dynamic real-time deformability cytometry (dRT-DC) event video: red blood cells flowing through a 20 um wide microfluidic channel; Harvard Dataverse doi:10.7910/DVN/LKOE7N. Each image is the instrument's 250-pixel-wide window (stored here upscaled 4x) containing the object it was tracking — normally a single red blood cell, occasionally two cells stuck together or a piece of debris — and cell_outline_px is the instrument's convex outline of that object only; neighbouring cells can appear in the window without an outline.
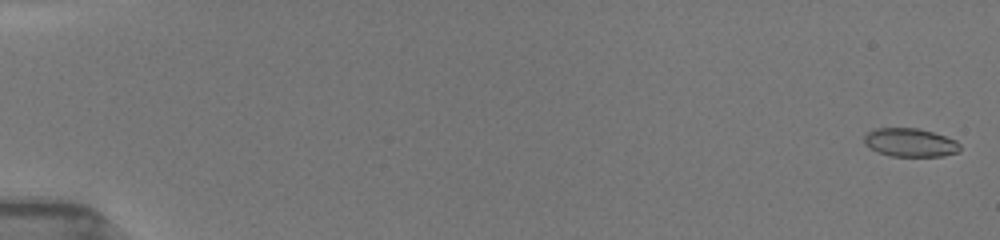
{"species": "common noctule bat (a hibernating species)", "species_latin": "Nyctalus noctula", "temperature_condition": "room temperature", "stored_images_in_passage": 7, "camera_frame_rate_fps": 3000, "um_per_image_px": 0.085, "animal": {"sex": "female", "body_mass_g": 19.5, "forearm_length_mm": 54.1}, "frame": {"image": 1, "passage_image": 1, "time_ms": 0.0, "image_size_px": [1000, 240], "cell_outline_px": [[960, 152], [944, 156], [892, 156], [880, 152], [864, 144], [864, 132], [876, 128], [916, 128], [932, 132], [956, 140], [960, 144]], "centroid_in_image_um": [77.37, 12.11], "position_along_channel_um": 7.6, "area_um2": 15.9}}
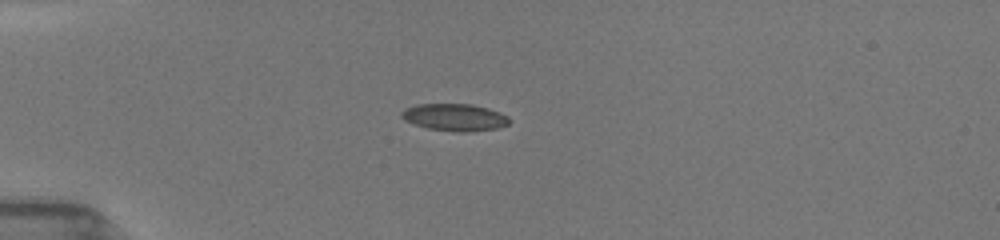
{"frame": {"image": 2, "passage_image": 5, "time_ms": 4.667, "image_size_px": [1000, 240], "cell_outline_px": [[508, 124], [496, 128], [464, 132], [456, 132], [428, 128], [404, 120], [400, 116], [400, 112], [404, 108], [416, 104], [472, 104], [488, 108], [500, 112], [508, 116]], "centroid_in_image_um": [38.61, 9.95], "position_along_channel_um": 46.4, "area_um2": 16.99}}
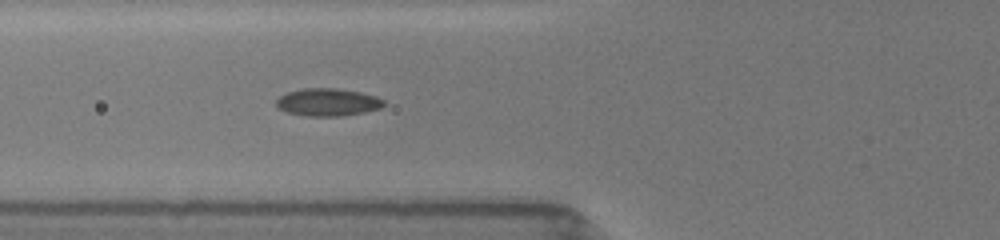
{"frame": {"image": 3, "passage_image": 7, "time_ms": 6.667, "image_size_px": [1000, 240], "cell_outline_px": [[384, 104], [380, 108], [364, 112], [340, 116], [308, 116], [288, 112], [276, 108], [276, 100], [280, 96], [288, 92], [300, 88], [336, 88], [360, 92], [376, 96], [384, 100]], "centroid_in_image_um": [27.83, 8.68], "position_along_channel_um": 98.0, "area_um2": 17.28}}